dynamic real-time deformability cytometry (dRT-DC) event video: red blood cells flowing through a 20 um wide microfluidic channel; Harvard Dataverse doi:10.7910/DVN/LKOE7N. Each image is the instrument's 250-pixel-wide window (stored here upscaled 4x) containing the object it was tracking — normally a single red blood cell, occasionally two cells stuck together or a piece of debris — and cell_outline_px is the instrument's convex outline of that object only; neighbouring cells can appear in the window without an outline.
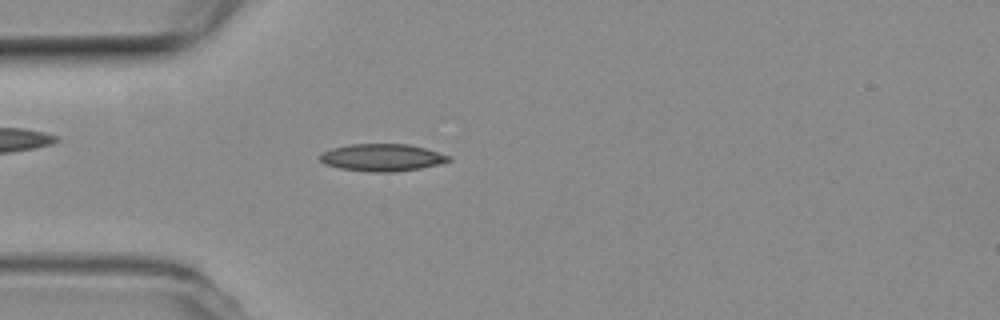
{"species": "common noctule bat (a hibernating species)", "species_latin": "Nyctalus noctula", "temperature_condition": "room temperature", "stored_images_in_passage": 53, "camera_frame_rate_fps": 3000, "um_per_image_px": 0.085, "animal": {"sex": "female", "body_mass_g": 19.3, "forearm_length_mm": 54.1}, "frame": {"image": 1, "passage_image": 14, "time_ms": 4.333, "image_size_px": [1000, 320], "cell_outline_px": [[452, 160], [440, 164], [420, 168], [396, 172], [368, 172], [340, 168], [324, 164], [320, 160], [320, 152], [332, 148], [352, 144], [408, 144], [424, 148], [448, 156]], "centroid_in_image_um": [32.44, 13.4], "position_along_channel_um": 52.6, "area_um2": 20.4}}
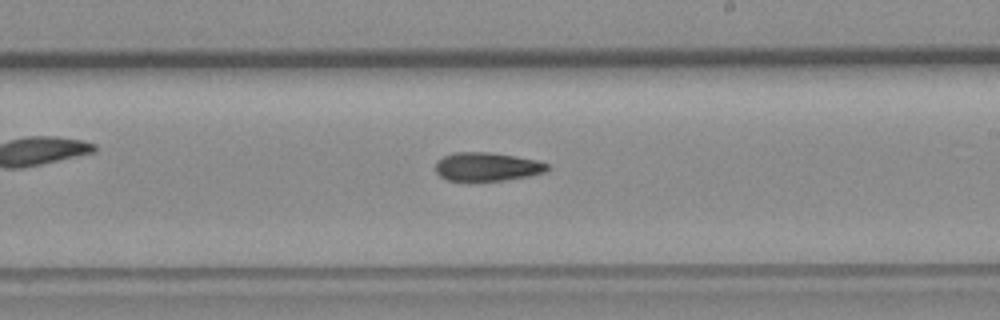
{"frame": {"image": 2, "passage_image": 30, "time_ms": 9.667, "image_size_px": [1000, 320], "cell_outline_px": [[548, 168], [544, 172], [528, 176], [504, 180], [468, 184], [448, 180], [440, 176], [436, 172], [436, 160], [444, 156], [456, 152], [488, 152], [516, 156], [536, 160], [548, 164]], "centroid_in_image_um": [41.33, 14.21], "position_along_channel_um": 247.7, "area_um2": 19.19}}
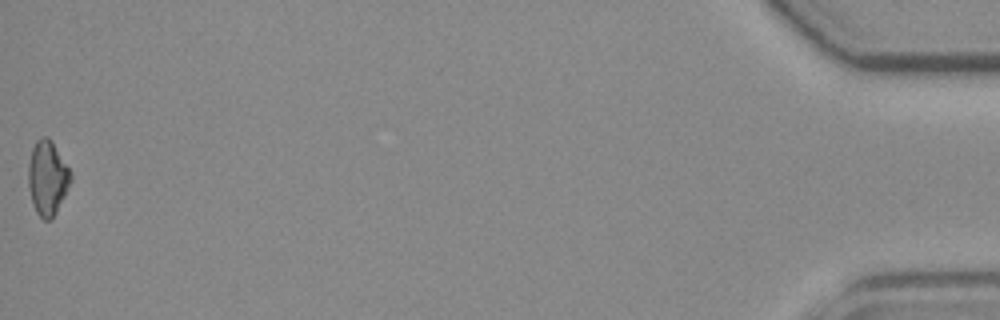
{"frame": {"image": 3, "passage_image": 53, "time_ms": 17.333, "image_size_px": [1000, 320], "cell_outline_px": [[72, 180], [56, 212], [48, 220], [44, 220], [36, 212], [32, 204], [28, 188], [28, 164], [32, 148], [36, 140], [40, 136], [48, 136], [52, 140], [72, 172]], "centroid_in_image_um": [4.03, 15.08], "position_along_channel_um": 431.2, "area_um2": 18.61}}